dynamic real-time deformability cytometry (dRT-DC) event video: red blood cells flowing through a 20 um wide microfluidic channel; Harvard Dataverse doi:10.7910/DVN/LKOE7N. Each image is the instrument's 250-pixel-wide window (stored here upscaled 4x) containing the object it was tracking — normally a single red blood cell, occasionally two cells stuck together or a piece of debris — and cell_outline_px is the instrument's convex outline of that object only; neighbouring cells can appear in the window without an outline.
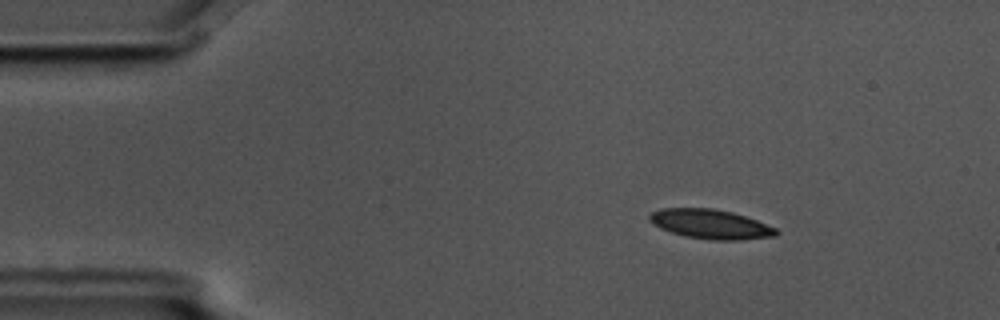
{"species": "common noctule bat (a hibernating species)", "species_latin": "Nyctalus noctula", "temperature_condition": "cold", "stored_images_in_passage": 5, "camera_frame_rate_fps": 3000, "um_per_image_px": 0.085, "animal": {"sex": "male", "body_mass_g": 17.5, "forearm_length_mm": 52.3}, "frame": {"image": 1, "passage_image": 3, "time_ms": 0.667, "image_size_px": [1000, 320], "cell_outline_px": [[780, 232], [776, 236], [744, 240], [708, 240], [684, 236], [660, 228], [648, 220], [648, 216], [652, 212], [660, 208], [712, 208], [732, 212], [756, 220], [776, 228]], "centroid_in_image_um": [60.4, 19.06], "position_along_channel_um": 24.6, "area_um2": 21.85}}